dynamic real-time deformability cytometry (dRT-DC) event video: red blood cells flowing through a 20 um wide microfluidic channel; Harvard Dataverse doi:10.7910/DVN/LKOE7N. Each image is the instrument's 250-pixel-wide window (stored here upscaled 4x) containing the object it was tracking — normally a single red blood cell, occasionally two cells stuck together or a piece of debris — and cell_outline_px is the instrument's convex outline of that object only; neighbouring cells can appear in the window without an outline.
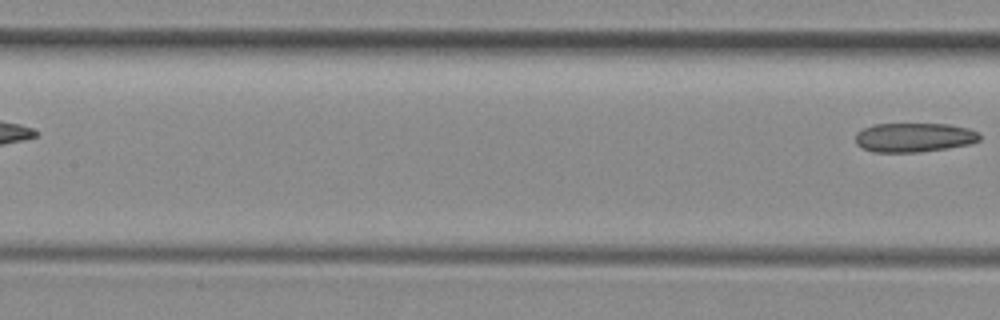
{"species": "common noctule bat (a hibernating species)", "species_latin": "Nyctalus noctula", "temperature_condition": "room temperature", "stored_images_in_passage": 5, "segment_of_instrument_passage": [2, 2], "camera_frame_rate_fps": 3000, "um_per_image_px": 0.085, "animal": {"sex": "female", "body_mass_g": 29.2, "forearm_length_mm": 56.3}, "frame": {"image": 1, "passage_image": 5, "time_ms": 1.333, "image_size_px": [1000, 320], "cell_outline_px": [[980, 140], [968, 144], [948, 148], [920, 152], [872, 152], [856, 144], [856, 132], [864, 128], [876, 124], [948, 124], [968, 128], [976, 132], [980, 136]], "centroid_in_image_um": [77.68, 11.68], "position_along_channel_um": 129.7, "area_um2": 21.04}}